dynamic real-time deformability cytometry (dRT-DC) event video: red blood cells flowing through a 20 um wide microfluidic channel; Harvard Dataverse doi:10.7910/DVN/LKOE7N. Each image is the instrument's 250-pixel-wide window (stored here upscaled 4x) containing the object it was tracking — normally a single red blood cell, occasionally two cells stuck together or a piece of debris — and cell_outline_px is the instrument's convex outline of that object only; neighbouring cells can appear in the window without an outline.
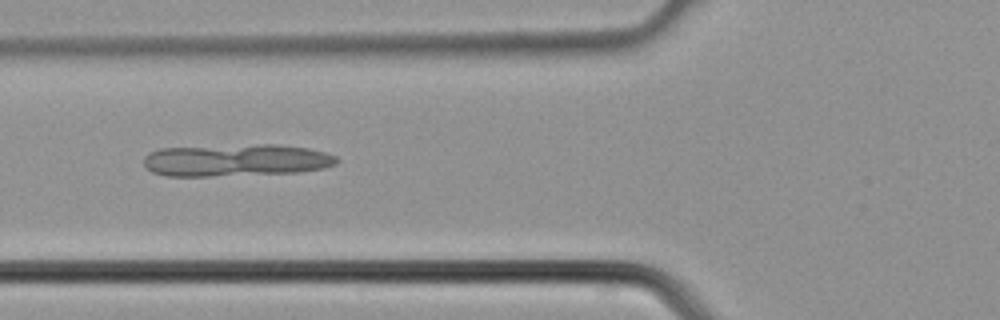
{"species": "common noctule bat (a hibernating species)", "species_latin": "Nyctalus noctula", "temperature_condition": "cold", "stored_images_in_passage": 4, "camera_frame_rate_fps": 3000, "um_per_image_px": 0.085, "animal": {"sex": "male", "body_mass_g": 21.5, "forearm_length_mm": 52.0}, "frame": {"image": 1, "passage_image": 3, "time_ms": 0.667, "image_size_px": [1000, 320], "cell_outline_px": [[340, 160], [336, 164], [324, 168], [296, 172], [208, 176], [164, 176], [152, 172], [144, 164], [144, 156], [160, 148], [260, 144], [276, 144], [308, 148], [324, 152], [336, 156]], "centroid_in_image_um": [20.07, 13.61], "position_along_channel_um": 105.7, "area_um2": 36.13}}
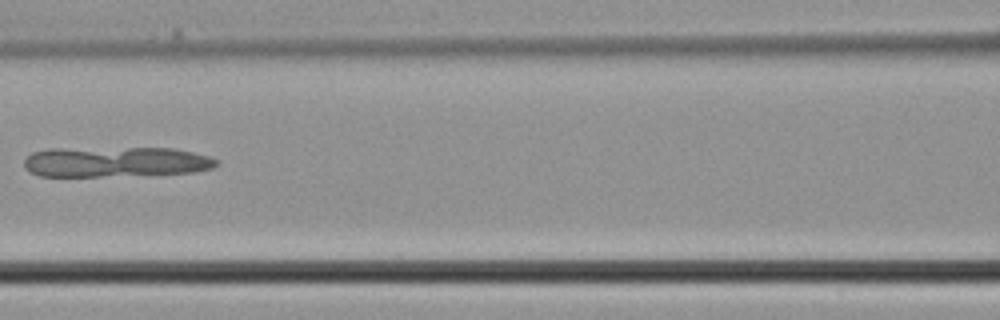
{"frame": {"image": 2, "passage_image": 4, "time_ms": 1.0, "image_size_px": [1000, 320], "cell_outline_px": [[220, 164], [212, 168], [196, 172], [100, 176], [40, 176], [24, 168], [24, 160], [32, 152], [48, 148], [176, 148], [208, 156], [220, 160]], "centroid_in_image_um": [9.84, 13.75], "position_along_channel_um": 156.8, "area_um2": 34.04}}